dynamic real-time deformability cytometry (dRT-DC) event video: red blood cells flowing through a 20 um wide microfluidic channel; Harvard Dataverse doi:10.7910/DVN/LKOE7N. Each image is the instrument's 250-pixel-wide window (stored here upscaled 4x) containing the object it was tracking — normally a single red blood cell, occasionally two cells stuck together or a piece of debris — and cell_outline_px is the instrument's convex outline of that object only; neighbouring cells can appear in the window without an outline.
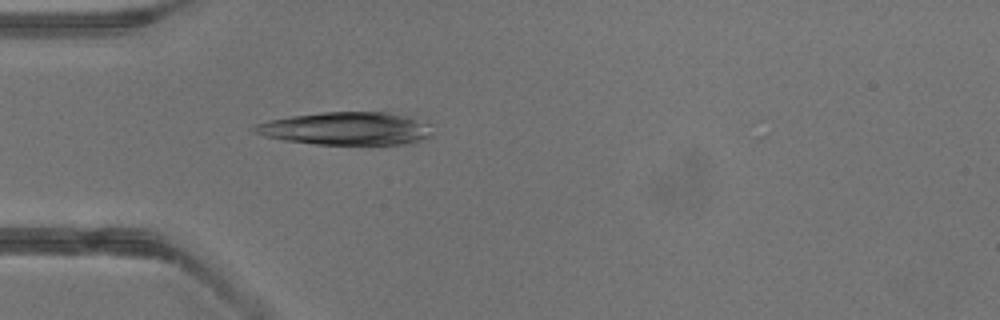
{"species": "common noctule bat (a hibernating species)", "species_latin": "Nyctalus noctula", "temperature_condition": "warm", "stored_images_in_passage": 29, "camera_frame_rate_fps": 3000, "um_per_image_px": 0.085, "animal": {"sex": "male", "body_mass_g": 13.3}, "frame": {"image": 1, "passage_image": 2, "time_ms": 0.333, "image_size_px": [1000, 320], "cell_outline_px": [[432, 132], [428, 136], [420, 140], [408, 144], [316, 144], [284, 140], [264, 136], [252, 132], [248, 128], [256, 124], [268, 120], [288, 116], [320, 112], [388, 112], [428, 120], [432, 124]], "centroid_in_image_um": [29.44, 10.91], "position_along_channel_um": 55.6, "area_um2": 34.68}}
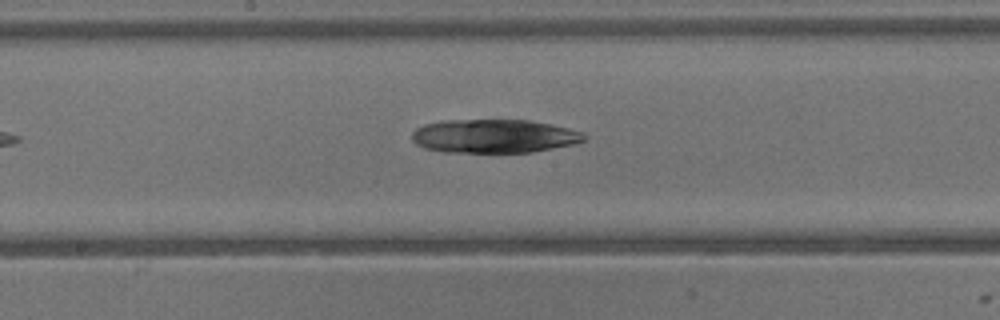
{"frame": {"image": 2, "passage_image": 11, "time_ms": 3.333, "image_size_px": [1000, 320], "cell_outline_px": [[588, 136], [584, 140], [576, 144], [532, 152], [444, 152], [424, 148], [416, 144], [412, 140], [412, 132], [416, 128], [424, 124], [440, 120], [532, 120], [568, 128], [584, 132]], "centroid_in_image_um": [42.0, 11.57], "position_along_channel_um": 206.2, "area_um2": 34.04}}
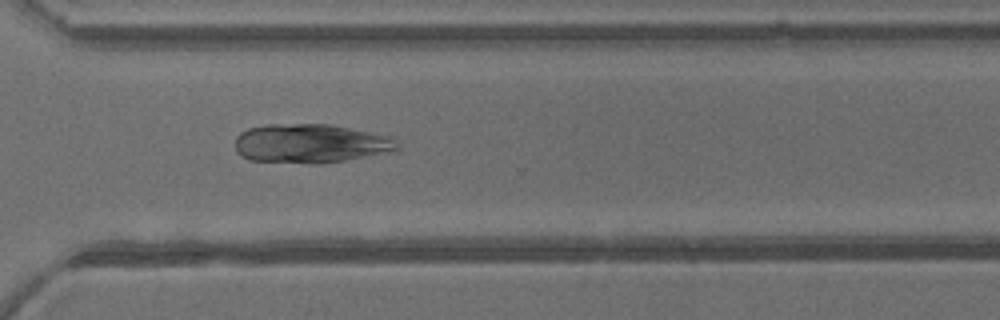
{"frame": {"image": 3, "passage_image": 19, "time_ms": 6.0, "image_size_px": [1000, 320], "cell_outline_px": [[400, 148], [344, 160], [320, 164], [312, 164], [248, 160], [236, 152], [236, 136], [240, 132], [248, 128], [264, 124], [332, 124], [392, 136], [400, 144]], "centroid_in_image_um": [26.35, 12.18], "position_along_channel_um": 344.3, "area_um2": 36.99}}